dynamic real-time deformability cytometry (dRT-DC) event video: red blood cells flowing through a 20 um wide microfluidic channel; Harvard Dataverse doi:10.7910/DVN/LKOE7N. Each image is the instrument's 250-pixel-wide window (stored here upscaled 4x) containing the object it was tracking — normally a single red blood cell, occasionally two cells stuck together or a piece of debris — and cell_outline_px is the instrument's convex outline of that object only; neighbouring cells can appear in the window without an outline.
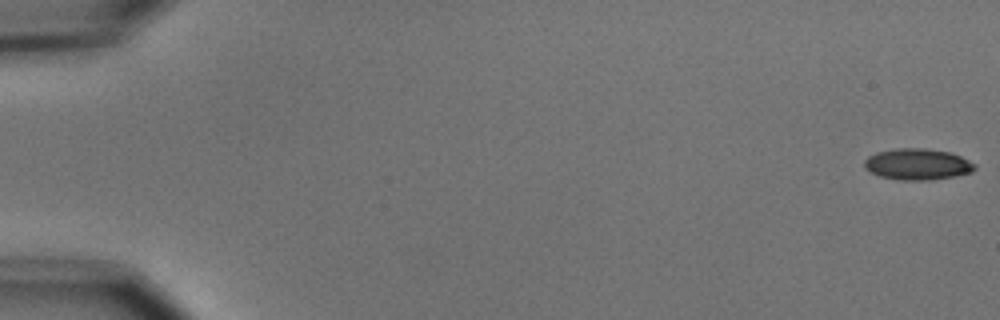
{"species": "common noctule bat (a hibernating species)", "species_latin": "Nyctalus noctula", "temperature_condition": "cold", "stored_images_in_passage": 8, "camera_frame_rate_fps": 3000, "um_per_image_px": 0.085, "animal": {"sex": "male", "body_mass_g": 15.6}, "frame": {"image": 1, "passage_image": 1, "time_ms": 0.0, "image_size_px": [1000, 320], "cell_outline_px": [[976, 168], [972, 172], [956, 176], [928, 180], [900, 180], [880, 176], [864, 168], [864, 160], [868, 156], [876, 152], [896, 148], [924, 148], [948, 152], [960, 156], [976, 164]], "centroid_in_image_um": [77.98, 13.96], "position_along_channel_um": 7.0, "area_um2": 20.11}}
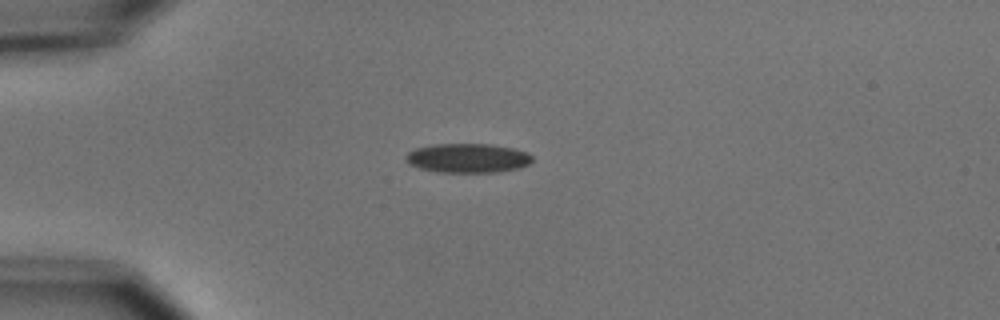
{"frame": {"image": 2, "passage_image": 5, "time_ms": 4.667, "image_size_px": [1000, 320], "cell_outline_px": [[532, 160], [528, 164], [520, 168], [496, 172], [436, 172], [420, 168], [408, 164], [404, 156], [408, 152], [416, 148], [432, 144], [492, 144], [512, 148], [524, 152], [532, 156]], "centroid_in_image_um": [39.71, 13.44], "position_along_channel_um": 45.3, "area_um2": 21.56}}
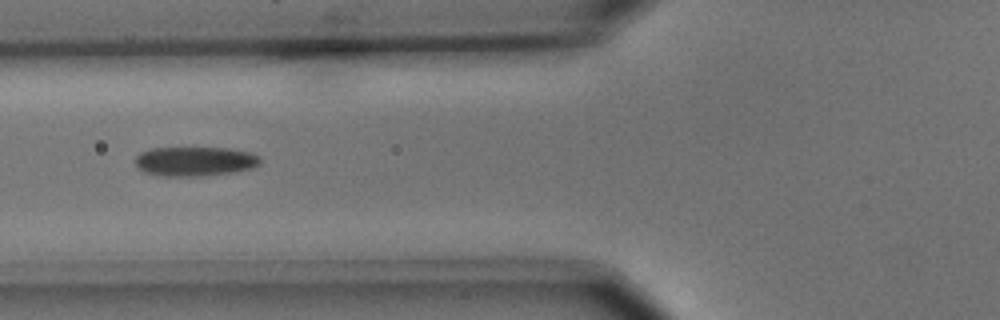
{"frame": {"image": 3, "passage_image": 7, "time_ms": 7.0, "image_size_px": [1000, 320], "cell_outline_px": [[260, 164], [252, 168], [236, 172], [200, 176], [164, 176], [144, 172], [136, 168], [136, 156], [140, 152], [148, 148], [228, 148], [252, 152], [260, 156]], "centroid_in_image_um": [16.57, 13.71], "position_along_channel_um": 109.2, "area_um2": 21.68}}